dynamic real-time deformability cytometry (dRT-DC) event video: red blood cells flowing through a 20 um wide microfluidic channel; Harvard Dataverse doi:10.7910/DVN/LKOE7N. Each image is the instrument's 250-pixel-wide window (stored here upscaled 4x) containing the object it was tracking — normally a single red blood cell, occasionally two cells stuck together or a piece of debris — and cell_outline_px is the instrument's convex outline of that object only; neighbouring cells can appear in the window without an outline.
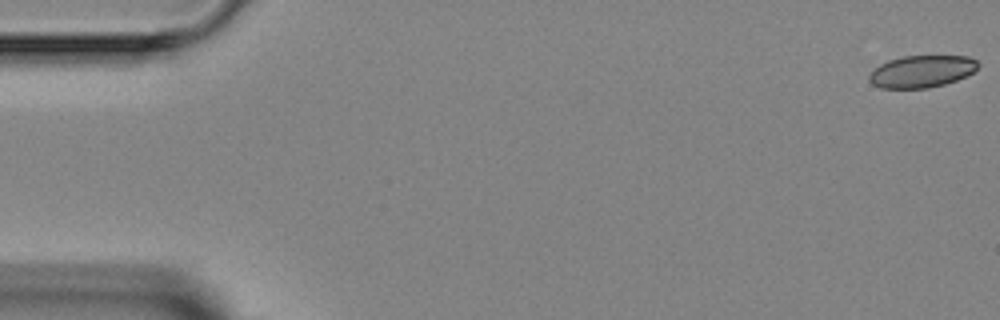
{"species": "Egyptian fruit bat (a non-hibernating species)", "species_latin": "Rousettus aegyptiacus", "temperature_condition": "room temperature", "stored_images_in_passage": 5, "segment_of_instrument_passage": [2, 2], "camera_frame_rate_fps": 3000, "um_per_image_px": 0.085, "animal": {"sex": "female"}, "frame": {"image": 1, "passage_image": 5, "time_ms": 5.333, "image_size_px": [1000, 320], "cell_outline_px": [[980, 64], [972, 72], [956, 80], [944, 84], [928, 88], [880, 88], [872, 84], [868, 80], [868, 76], [880, 64], [888, 60], [904, 56], [968, 56], [976, 60]], "centroid_in_image_um": [78.32, 6.07], "position_along_channel_um": 6.7, "area_um2": 20.23}}